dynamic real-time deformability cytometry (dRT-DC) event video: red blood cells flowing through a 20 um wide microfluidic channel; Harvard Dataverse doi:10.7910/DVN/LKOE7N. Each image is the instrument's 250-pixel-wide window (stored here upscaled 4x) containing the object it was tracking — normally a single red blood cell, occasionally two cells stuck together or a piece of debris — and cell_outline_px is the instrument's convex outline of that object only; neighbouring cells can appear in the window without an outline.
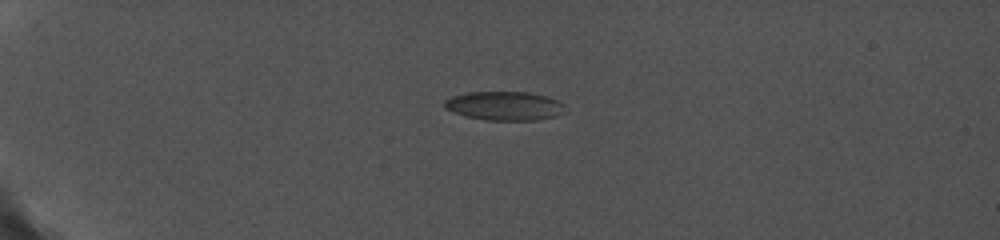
{"species": "common noctule bat (a hibernating species)", "species_latin": "Nyctalus noctula", "temperature_condition": "cold", "stored_images_in_passage": 37, "camera_frame_rate_fps": 5000, "um_per_image_px": 0.085, "animal": {"sex": "female", "body_mass_g": 19.0, "forearm_length_mm": 56.7}, "frame": {"image": 1, "passage_image": 1, "time_ms": 0.0, "image_size_px": [1000, 240], "cell_outline_px": [[560, 104], [552, 116], [532, 120], [488, 120], [468, 116], [456, 112], [448, 108], [444, 104], [444, 100], [452, 96], [468, 92], [528, 92], [544, 96], [556, 100]], "centroid_in_image_um": [42.74, 8.97], "position_along_channel_um": 42.3, "area_um2": 19.19}}
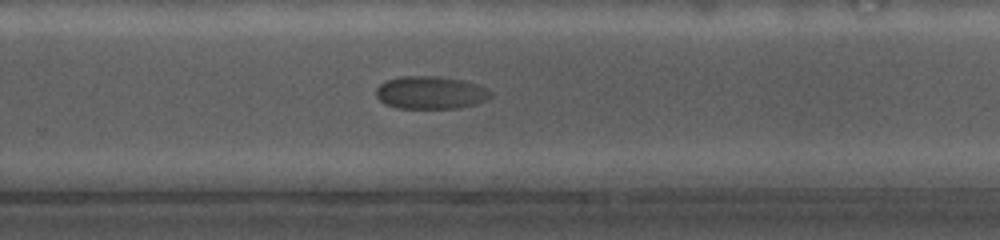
{"frame": {"image": 2, "passage_image": 25, "time_ms": 8.8, "image_size_px": [1000, 240], "cell_outline_px": [[492, 96], [488, 100], [476, 104], [456, 108], [396, 108], [384, 104], [376, 96], [376, 88], [384, 80], [400, 76], [440, 76], [464, 80], [488, 88], [492, 92]], "centroid_in_image_um": [36.61, 7.86], "position_along_channel_um": 293.2, "area_um2": 22.25}}
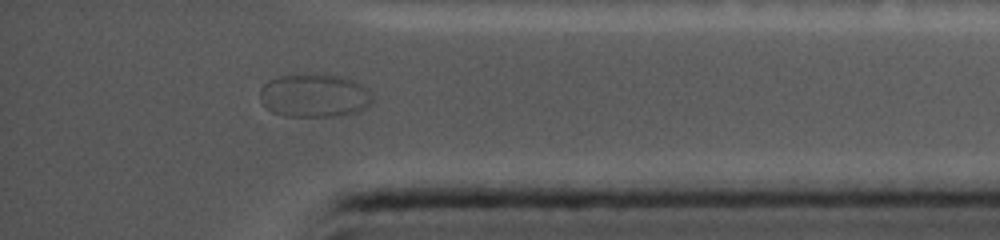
{"frame": {"image": 3, "passage_image": 34, "time_ms": 12.0, "image_size_px": [1000, 240], "cell_outline_px": [[372, 100], [364, 108], [356, 112], [332, 116], [284, 116], [272, 112], [260, 100], [260, 88], [268, 80], [280, 76], [300, 72], [328, 72], [352, 80], [368, 88], [372, 96]], "centroid_in_image_um": [26.69, 8.07], "position_along_channel_um": 408.5, "area_um2": 29.02}}